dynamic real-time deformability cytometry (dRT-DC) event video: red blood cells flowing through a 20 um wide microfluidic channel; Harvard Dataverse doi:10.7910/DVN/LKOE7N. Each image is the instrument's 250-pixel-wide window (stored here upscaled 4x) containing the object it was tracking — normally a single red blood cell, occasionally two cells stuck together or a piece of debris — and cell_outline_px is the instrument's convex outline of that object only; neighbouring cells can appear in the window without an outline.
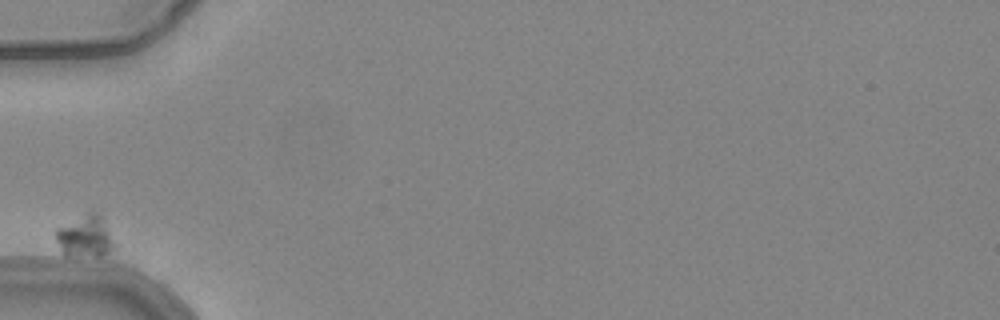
{"species": "common noctule bat (a hibernating species)", "species_latin": "Nyctalus noctula", "temperature_condition": "warm", "stored_images_in_passage": 34, "camera_frame_rate_fps": 3000, "um_per_image_px": 0.085, "animal": {"sex": "female", "body_mass_g": 24.6, "forearm_length_mm": 56.2}, "frame": {"image": 1, "passage_image": 1, "time_ms": 0.0, "image_size_px": [1000, 320], "cell_outline_px": [[116, 248], [100, 256], [96, 256], [64, 252], [56, 240], [56, 228], [84, 212], [100, 212], [116, 244]], "centroid_in_image_um": [7.29, 20.01], "position_along_channel_um": 77.7, "area_um2": 14.1}}
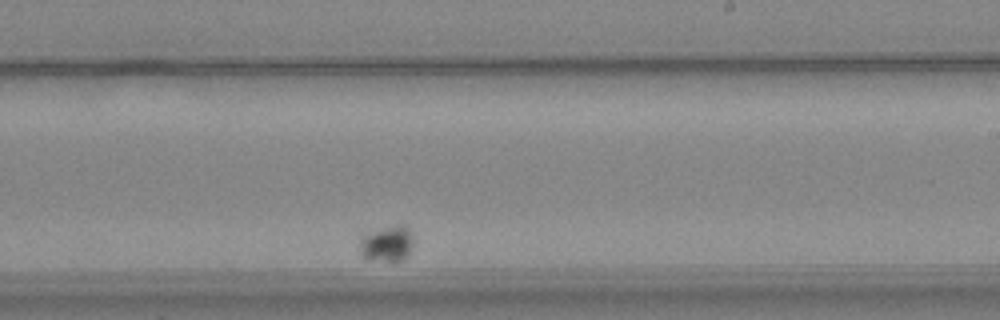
{"frame": {"image": 2, "passage_image": 22, "time_ms": 7.0, "image_size_px": [1000, 320], "cell_outline_px": [[412, 244], [408, 256], [404, 260], [396, 264], [388, 264], [364, 260], [360, 256], [360, 232], [396, 224], [400, 224], [408, 228], [412, 232]], "centroid_in_image_um": [32.82, 20.76], "position_along_channel_um": 256.2, "area_um2": 12.48}}
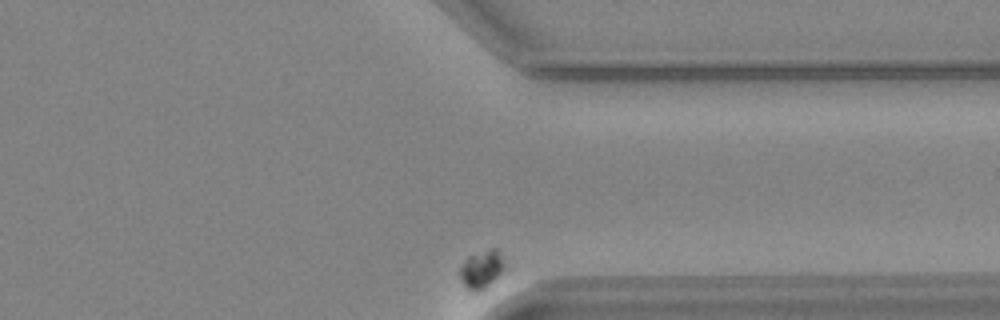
{"frame": {"image": 3, "passage_image": 34, "time_ms": 11.0, "image_size_px": [1000, 320], "cell_outline_px": [[516, 268], [512, 272], [480, 292], [472, 292], [460, 280], [460, 264], [468, 256], [488, 248], [500, 248], [516, 264]], "centroid_in_image_um": [41.26, 22.85], "position_along_channel_um": 370.1, "area_um2": 12.14}}